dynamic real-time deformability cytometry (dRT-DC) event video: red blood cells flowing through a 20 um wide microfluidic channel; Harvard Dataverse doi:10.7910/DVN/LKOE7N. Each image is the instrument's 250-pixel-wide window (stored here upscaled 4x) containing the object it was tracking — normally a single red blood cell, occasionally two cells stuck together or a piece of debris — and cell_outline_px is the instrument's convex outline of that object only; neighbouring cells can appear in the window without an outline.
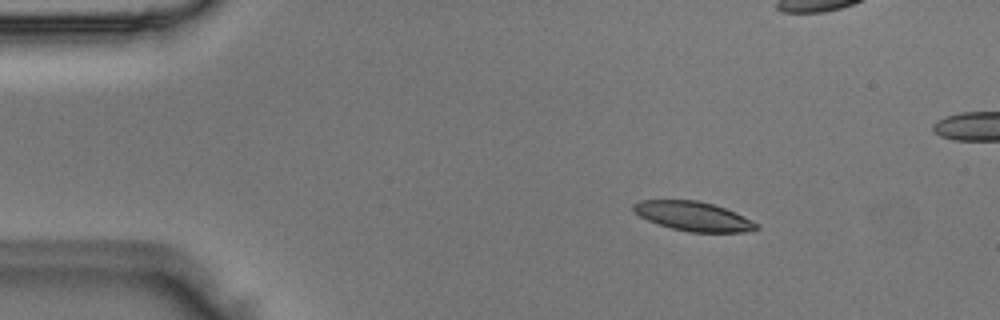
{"species": "Egyptian fruit bat (a non-hibernating species)", "species_latin": "Rousettus aegyptiacus", "temperature_condition": "room temperature", "stored_images_in_passage": 5, "camera_frame_rate_fps": 3000, "um_per_image_px": 0.085, "animal": {"sex": "male"}, "frame": {"image": 1, "passage_image": 3, "time_ms": 0.667, "image_size_px": [1000, 320], "cell_outline_px": [[760, 228], [744, 232], [688, 232], [672, 228], [648, 220], [640, 216], [632, 208], [632, 204], [640, 200], [696, 200], [712, 204], [736, 212], [752, 220]], "centroid_in_image_um": [58.93, 18.38], "position_along_channel_um": 26.1, "area_um2": 20.81}}